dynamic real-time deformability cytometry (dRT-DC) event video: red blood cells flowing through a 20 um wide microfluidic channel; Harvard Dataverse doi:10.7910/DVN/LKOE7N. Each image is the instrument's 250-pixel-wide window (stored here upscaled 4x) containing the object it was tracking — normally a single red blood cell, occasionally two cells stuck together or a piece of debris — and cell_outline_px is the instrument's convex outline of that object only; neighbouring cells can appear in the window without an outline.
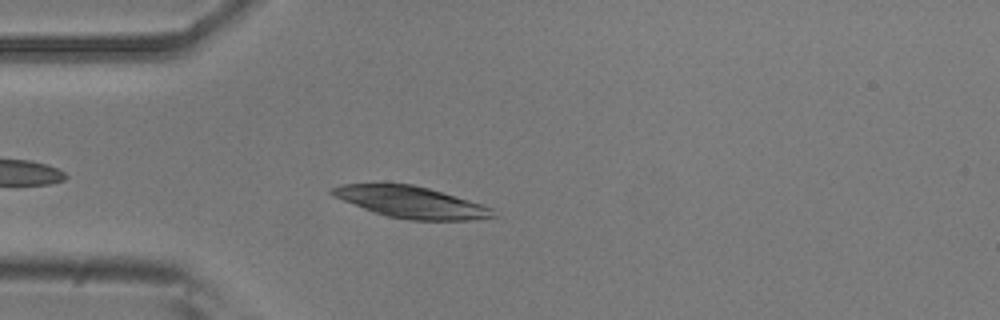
{"species": "common noctule bat (a hibernating species)", "species_latin": "Nyctalus noctula", "temperature_condition": "room temperature", "stored_images_in_passage": 43, "camera_frame_rate_fps": 3000, "um_per_image_px": 0.085, "animal": {"sex": "male", "body_mass_g": 20.5, "forearm_length_mm": 52.5}, "frame": {"image": 1, "passage_image": 5, "time_ms": 1.333, "image_size_px": [1000, 320], "cell_outline_px": [[500, 216], [472, 220], [408, 220], [388, 216], [372, 212], [332, 196], [328, 192], [328, 188], [344, 184], [412, 184], [428, 188], [468, 200], [492, 208]], "centroid_in_image_um": [34.92, 17.19], "position_along_channel_um": 50.1, "area_um2": 29.54}}
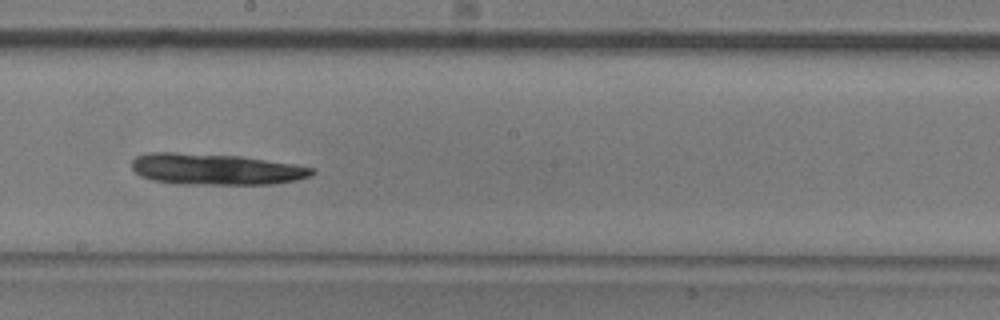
{"frame": {"image": 2, "passage_image": 20, "time_ms": 6.333, "image_size_px": [1000, 320], "cell_outline_px": [[316, 172], [308, 176], [296, 180], [272, 184], [176, 184], [152, 180], [140, 176], [132, 168], [132, 160], [136, 156], [148, 152], [176, 152], [240, 156], [296, 164], [316, 168]], "centroid_in_image_um": [18.32, 14.38], "position_along_channel_um": 229.9, "area_um2": 33.0}}
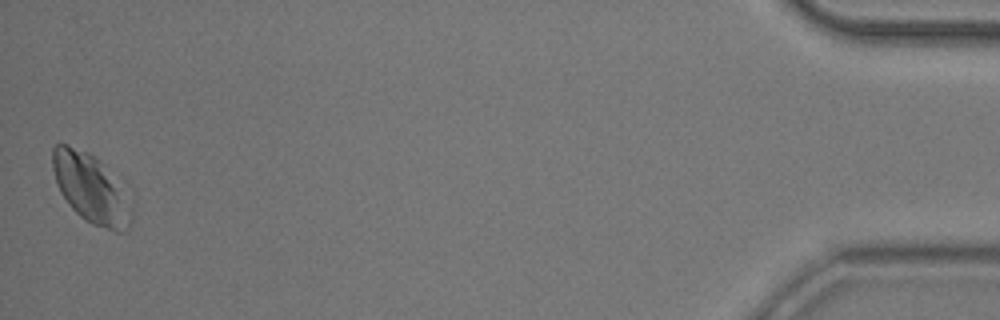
{"frame": {"image": 3, "passage_image": 43, "time_ms": 14.0, "image_size_px": [1000, 320], "cell_outline_px": [[136, 200], [132, 220], [128, 228], [120, 232], [116, 232], [92, 224], [84, 220], [68, 204], [60, 192], [56, 184], [52, 168], [52, 148], [56, 144], [68, 144], [88, 152], [100, 160]], "centroid_in_image_um": [7.81, 16.04], "position_along_channel_um": 427.4, "area_um2": 32.95}}